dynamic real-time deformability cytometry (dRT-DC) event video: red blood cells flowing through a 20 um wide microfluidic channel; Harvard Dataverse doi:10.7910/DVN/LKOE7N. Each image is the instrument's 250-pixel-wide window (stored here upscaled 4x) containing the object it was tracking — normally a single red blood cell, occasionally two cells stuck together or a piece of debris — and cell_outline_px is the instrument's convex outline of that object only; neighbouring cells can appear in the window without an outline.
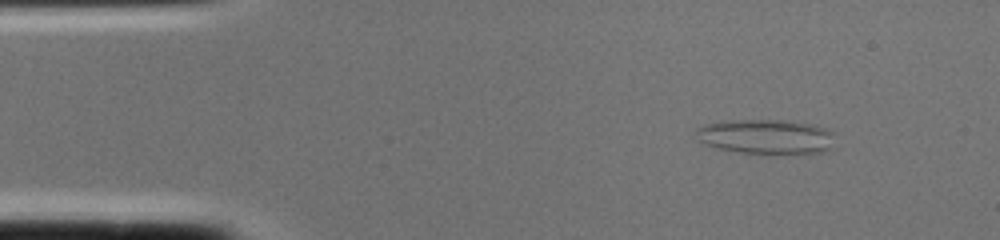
{"species": "common noctule bat (a hibernating species)", "species_latin": "Nyctalus noctula", "temperature_condition": "cold", "stored_images_in_passage": 2, "camera_frame_rate_fps": 3000, "um_per_image_px": 0.085, "animal": {"sex": "female", "body_mass_g": 22.0, "forearm_length_mm": 56.7}, "frame": {"image": 1, "passage_image": 1, "time_ms": 0.0, "image_size_px": [1000, 240], "cell_outline_px": [[836, 132], [832, 148], [824, 152], [772, 156], [740, 152], [720, 148], [704, 144], [696, 140], [696, 128], [704, 124], [728, 120], [788, 120], [812, 124], [828, 128]], "centroid_in_image_um": [65.18, 11.64], "position_along_channel_um": 19.8, "area_um2": 29.25}}